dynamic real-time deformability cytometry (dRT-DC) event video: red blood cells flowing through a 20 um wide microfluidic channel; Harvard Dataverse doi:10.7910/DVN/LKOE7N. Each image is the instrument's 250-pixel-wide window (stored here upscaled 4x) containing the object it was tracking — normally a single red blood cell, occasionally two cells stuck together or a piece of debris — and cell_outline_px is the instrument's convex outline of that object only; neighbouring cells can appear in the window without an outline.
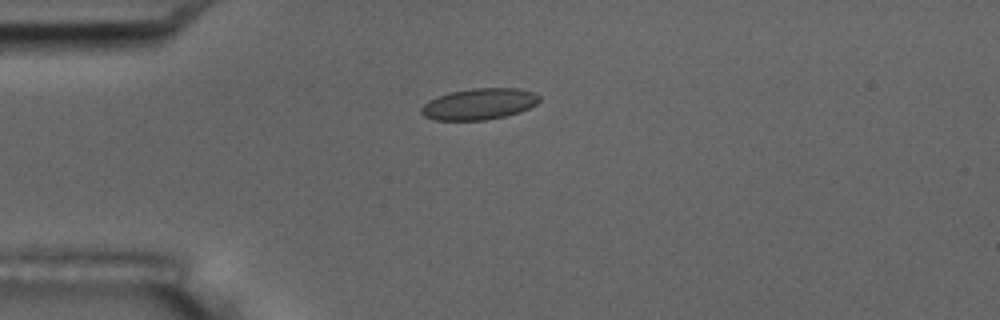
{"species": "common noctule bat (a hibernating species)", "species_latin": "Nyctalus noctula", "temperature_condition": "room temperature", "stored_images_in_passage": 8, "camera_frame_rate_fps": 3000, "um_per_image_px": 0.085, "animal": {"sex": "male", "body_mass_g": 17.5, "forearm_length_mm": 52.3}, "frame": {"image": 1, "passage_image": 2, "time_ms": 1.0, "image_size_px": [1000, 320], "cell_outline_px": [[540, 100], [536, 104], [520, 112], [504, 116], [484, 120], [436, 120], [424, 116], [420, 112], [420, 108], [428, 100], [448, 92], [472, 88], [520, 88], [536, 92], [540, 96]], "centroid_in_image_um": [40.73, 8.83], "position_along_channel_um": 44.3, "area_um2": 21.68}}
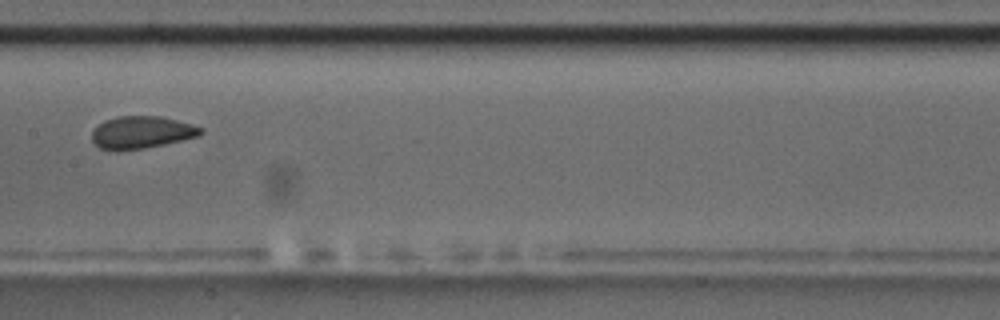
{"frame": {"image": 2, "passage_image": 6, "time_ms": 5.667, "image_size_px": [1000, 320], "cell_outline_px": [[204, 132], [200, 136], [164, 144], [144, 148], [116, 152], [100, 148], [92, 140], [92, 132], [104, 120], [116, 116], [160, 116], [192, 124], [204, 128]], "centroid_in_image_um": [12.04, 11.26], "position_along_channel_um": 195.4, "area_um2": 20.69}}